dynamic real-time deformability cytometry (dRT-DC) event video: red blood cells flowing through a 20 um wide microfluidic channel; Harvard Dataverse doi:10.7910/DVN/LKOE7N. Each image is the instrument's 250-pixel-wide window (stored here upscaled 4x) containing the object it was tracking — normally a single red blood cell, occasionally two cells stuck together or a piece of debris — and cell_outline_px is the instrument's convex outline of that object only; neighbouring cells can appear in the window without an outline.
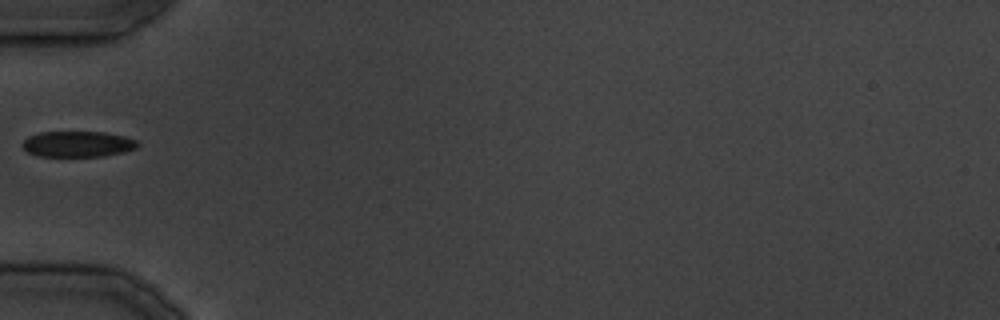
{"species": "common noctule bat (a hibernating species)", "species_latin": "Nyctalus noctula", "temperature_condition": "cold", "stored_images_in_passage": 9, "camera_frame_rate_fps": 3000, "um_per_image_px": 0.085, "animal": {"sex": "male", "body_mass_g": 19.5, "forearm_length_mm": 54.6}, "frame": {"image": 1, "passage_image": 1, "time_ms": 0.0, "image_size_px": [1000, 320], "cell_outline_px": [[140, 144], [136, 148], [124, 152], [104, 156], [36, 156], [28, 152], [24, 148], [24, 140], [28, 136], [40, 132], [104, 132], [124, 136], [136, 140]], "centroid_in_image_um": [6.63, 12.24], "position_along_channel_um": 78.4, "area_um2": 17.28}}
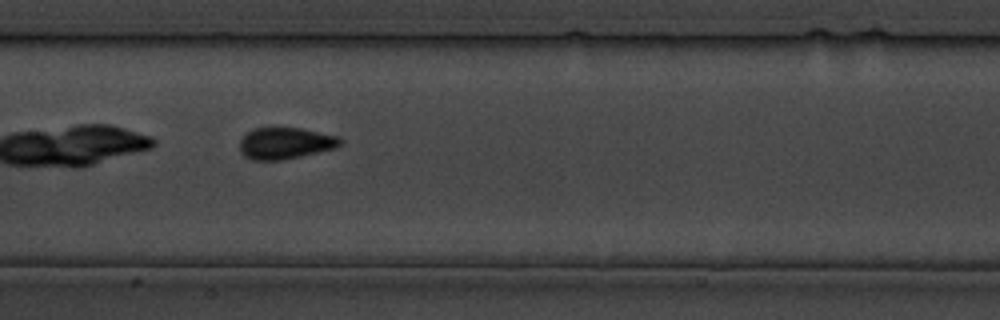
{"frame": {"image": 2, "passage_image": 7, "time_ms": 6.667, "image_size_px": [1000, 320], "cell_outline_px": [[344, 144], [336, 148], [300, 156], [280, 160], [252, 160], [244, 156], [240, 152], [240, 140], [248, 132], [256, 128], [300, 128], [340, 136], [344, 140]], "centroid_in_image_um": [24.3, 12.18], "position_along_channel_um": 183.1, "area_um2": 18.55}}